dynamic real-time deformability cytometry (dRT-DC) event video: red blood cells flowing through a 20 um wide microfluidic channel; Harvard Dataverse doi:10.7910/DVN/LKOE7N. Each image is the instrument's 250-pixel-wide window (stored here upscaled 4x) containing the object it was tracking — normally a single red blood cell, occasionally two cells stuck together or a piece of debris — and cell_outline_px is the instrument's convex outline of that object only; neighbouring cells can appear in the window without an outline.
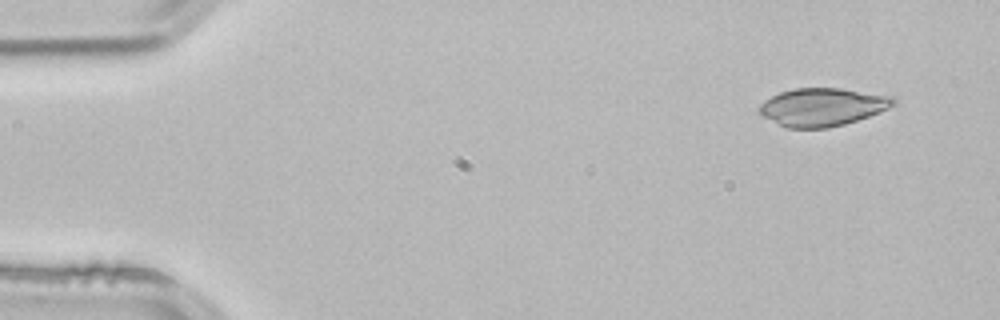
{"species": "common noctule bat (a hibernating species)", "species_latin": "Nyctalus noctula", "temperature_condition": "room temperature", "stored_images_in_passage": 3, "segment_of_instrument_passage": [1, 2], "camera_frame_rate_fps": 3000, "um_per_image_px": 0.085, "animal": {"sex": "male", "body_mass_g": 21.5, "forearm_length_mm": 52.0}, "frame": {"image": 1, "passage_image": 1, "time_ms": 0.0, "image_size_px": [1000, 320], "cell_outline_px": [[896, 104], [880, 112], [844, 124], [828, 128], [788, 128], [764, 116], [760, 112], [760, 104], [764, 100], [780, 92], [796, 88], [840, 88], [892, 96], [896, 100]], "centroid_in_image_um": [69.93, 9.09], "position_along_channel_um": 15.1, "area_um2": 29.36}}